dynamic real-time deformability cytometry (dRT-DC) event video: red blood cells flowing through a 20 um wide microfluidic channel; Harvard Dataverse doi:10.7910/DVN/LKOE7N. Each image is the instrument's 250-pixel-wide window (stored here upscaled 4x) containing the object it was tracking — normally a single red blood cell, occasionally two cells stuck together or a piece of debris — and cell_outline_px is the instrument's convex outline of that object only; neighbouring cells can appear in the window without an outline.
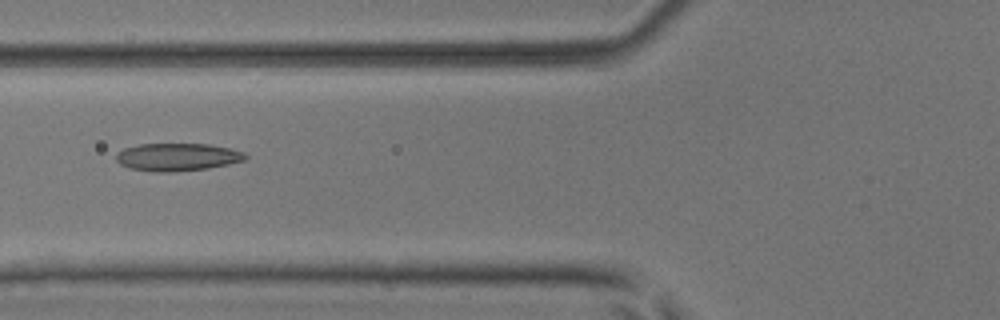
{"species": "common noctule bat (a hibernating species)", "species_latin": "Nyctalus noctula", "temperature_condition": "room temperature", "stored_images_in_passage": 47, "camera_frame_rate_fps": 3000, "um_per_image_px": 0.085, "animal": {"sex": "male", "body_mass_g": 17.9, "forearm_length_mm": 54.2}, "frame": {"image": 1, "passage_image": 17, "time_ms": 5.333, "image_size_px": [1000, 320], "cell_outline_px": [[248, 156], [244, 160], [228, 164], [208, 168], [172, 172], [156, 172], [132, 168], [120, 164], [116, 160], [116, 152], [124, 148], [140, 144], [208, 144], [232, 148], [244, 152]], "centroid_in_image_um": [15.08, 13.34], "position_along_channel_um": 110.7, "area_um2": 20.87}}
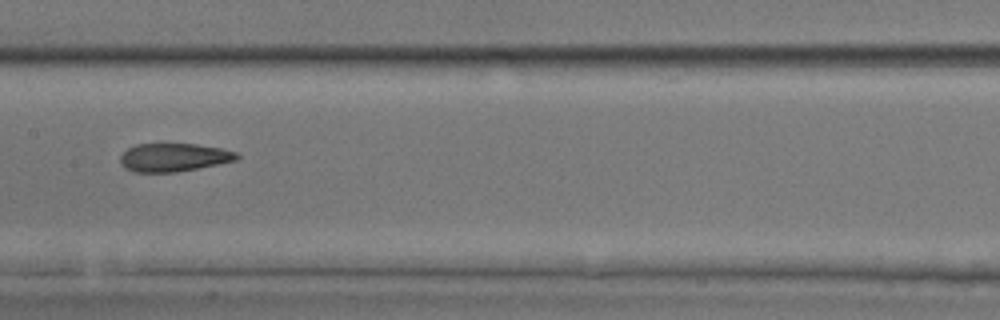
{"frame": {"image": 2, "passage_image": 23, "time_ms": 7.333, "image_size_px": [1000, 320], "cell_outline_px": [[240, 156], [236, 160], [220, 164], [176, 172], [132, 172], [124, 168], [120, 164], [120, 156], [128, 148], [136, 144], [160, 140], [196, 144], [220, 148], [236, 152]], "centroid_in_image_um": [14.71, 13.33], "position_along_channel_um": 192.7, "area_um2": 20.11}}
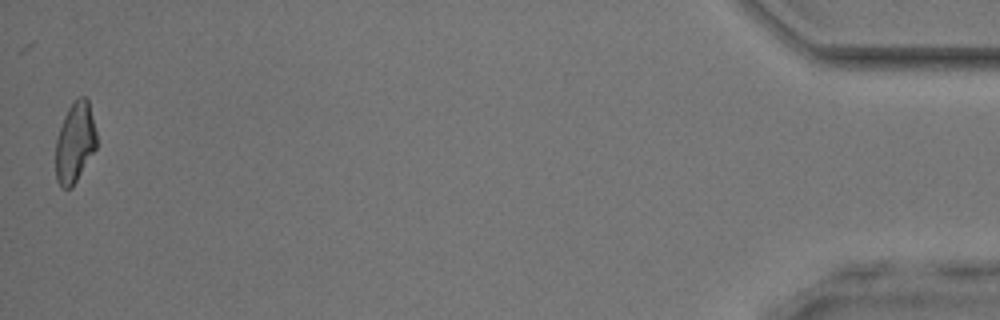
{"frame": {"image": 3, "passage_image": 47, "time_ms": 15.333, "image_size_px": [1000, 320], "cell_outline_px": [[96, 148], [72, 188], [60, 188], [56, 180], [56, 136], [64, 116], [68, 108], [80, 96], [84, 96], [88, 100], [96, 132]], "centroid_in_image_um": [6.35, 12.14], "position_along_channel_um": 428.8, "area_um2": 19.07}, "authors_computed_cell_mechanics": {"area_um2": 20.1144, "velocity_mm_per_s": 4.1019, "shape_relaxation_time_tau1_ms": 4.8858, "shape_relaxation_time_tau2_ms": 2.1961, "deformation_change_tau1": 0.1824, "deformation_change_tau2": 0.1165}}